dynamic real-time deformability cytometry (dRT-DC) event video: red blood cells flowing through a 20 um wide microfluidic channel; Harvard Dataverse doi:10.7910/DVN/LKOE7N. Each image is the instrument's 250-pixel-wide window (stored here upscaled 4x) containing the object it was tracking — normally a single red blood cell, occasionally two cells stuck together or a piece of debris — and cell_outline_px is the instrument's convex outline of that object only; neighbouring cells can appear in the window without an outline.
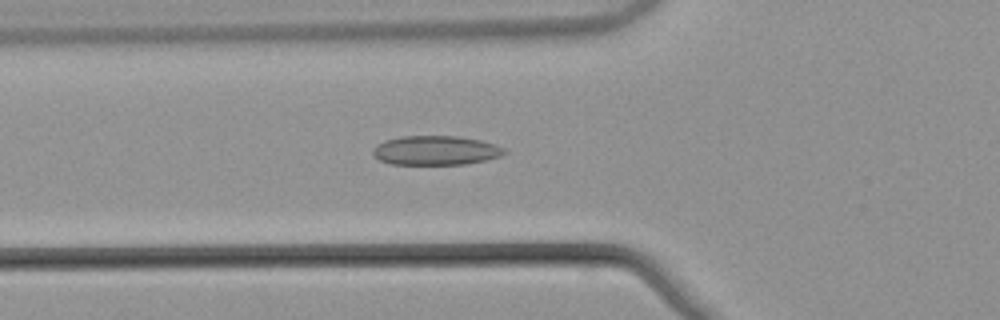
{"species": "common noctule bat (a hibernating species)", "species_latin": "Nyctalus noctula", "temperature_condition": "warm", "stored_images_in_passage": 40, "camera_frame_rate_fps": 3000, "um_per_image_px": 0.085, "animal": {"sex": "male", "body_mass_g": 21.5, "forearm_length_mm": 52.0}, "frame": {"image": 1, "passage_image": 10, "time_ms": 3.0, "image_size_px": [1000, 320], "cell_outline_px": [[508, 152], [500, 156], [484, 160], [464, 164], [388, 164], [372, 156], [372, 148], [376, 144], [384, 140], [400, 136], [456, 136], [480, 140], [504, 148]], "centroid_in_image_um": [36.96, 12.78], "position_along_channel_um": 88.8, "area_um2": 22.48}}
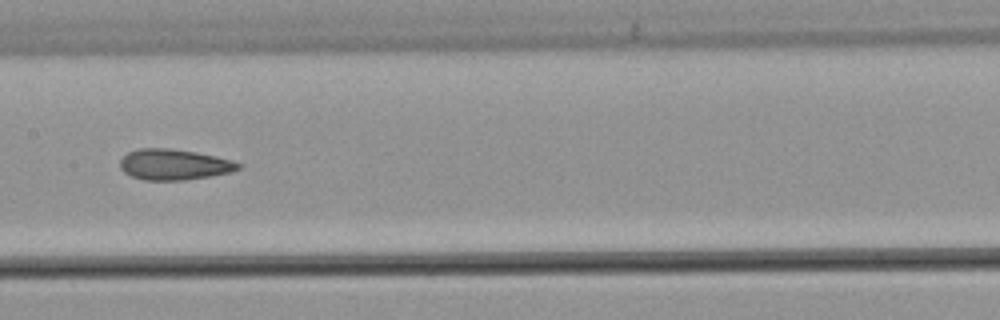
{"frame": {"image": 2, "passage_image": 18, "time_ms": 5.667, "image_size_px": [1000, 320], "cell_outline_px": [[244, 164], [240, 168], [232, 172], [184, 180], [144, 180], [132, 176], [124, 172], [120, 168], [120, 160], [128, 152], [140, 148], [168, 148], [196, 152], [216, 156], [232, 160]], "centroid_in_image_um": [14.81, 13.98], "position_along_channel_um": 192.6, "area_um2": 21.21}}
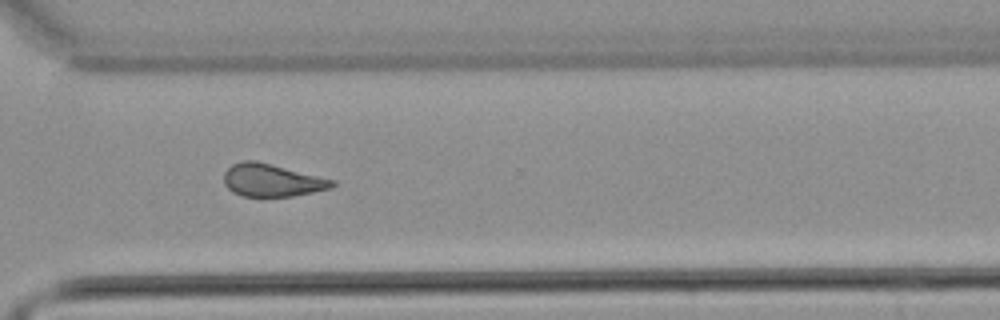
{"frame": {"image": 3, "passage_image": 30, "time_ms": 9.667, "image_size_px": [1000, 320], "cell_outline_px": [[336, 184], [332, 188], [292, 196], [240, 196], [232, 192], [224, 184], [224, 172], [232, 164], [244, 160], [256, 160], [336, 180]], "centroid_in_image_um": [23.11, 15.31], "position_along_channel_um": 347.5, "area_um2": 20.69}, "authors_computed_cell_mechanics": {"area_um2": 21.1837, "velocity_mm_per_s": 3.877, "shape_relaxation_time_tau1_ms": null, "shape_relaxation_time_tau2_ms": 3.6485, "deformation_change_tau1": null, "deformation_change_tau2": 0.1213}}